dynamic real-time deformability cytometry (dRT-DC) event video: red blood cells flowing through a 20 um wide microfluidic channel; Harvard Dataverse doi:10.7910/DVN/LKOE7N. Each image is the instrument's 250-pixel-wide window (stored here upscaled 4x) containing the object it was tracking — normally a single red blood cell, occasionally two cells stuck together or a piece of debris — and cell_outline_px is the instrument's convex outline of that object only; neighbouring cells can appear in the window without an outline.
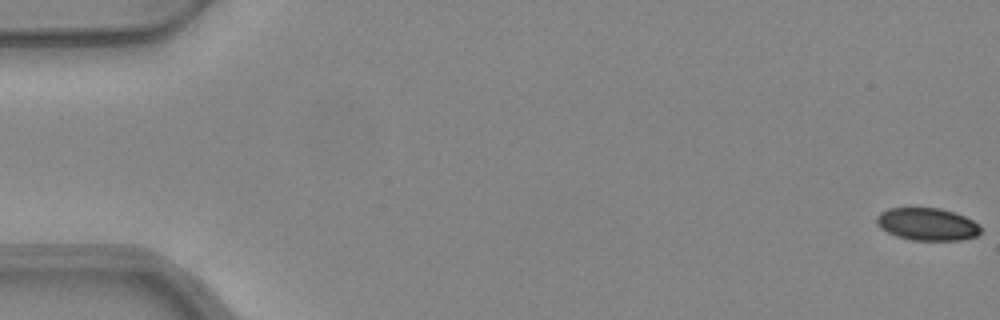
{"species": "common noctule bat (a hibernating species)", "species_latin": "Nyctalus noctula", "temperature_condition": "warm", "stored_images_in_passage": 3, "camera_frame_rate_fps": 3000, "um_per_image_px": 0.085, "animal": {"sex": "female", "body_mass_g": 24.6, "forearm_length_mm": 56.2}, "frame": {"image": 1, "passage_image": 1, "time_ms": 0.0, "image_size_px": [1000, 320], "cell_outline_px": [[980, 232], [976, 236], [964, 240], [912, 240], [896, 236], [880, 228], [876, 224], [876, 216], [880, 212], [888, 208], [940, 208], [964, 216], [980, 224]], "centroid_in_image_um": [78.8, 19.06], "position_along_channel_um": 6.2, "area_um2": 19.77}}